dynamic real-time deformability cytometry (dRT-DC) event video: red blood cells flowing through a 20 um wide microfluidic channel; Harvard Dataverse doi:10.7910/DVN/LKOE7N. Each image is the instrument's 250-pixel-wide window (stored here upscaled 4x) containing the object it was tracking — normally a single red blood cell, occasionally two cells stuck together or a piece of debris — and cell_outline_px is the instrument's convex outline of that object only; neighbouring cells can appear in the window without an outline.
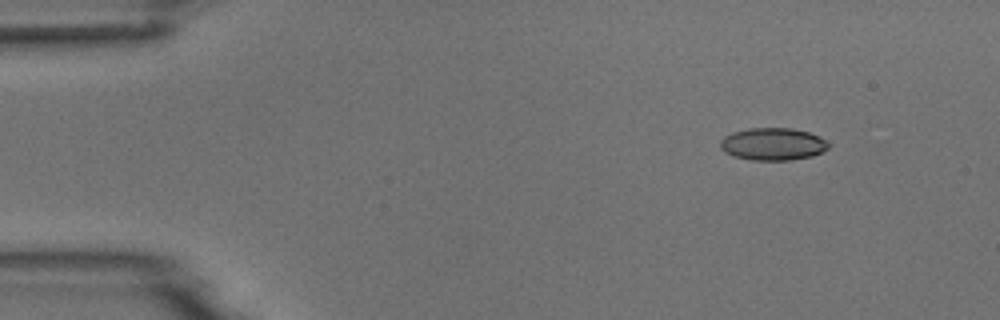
{"species": "common noctule bat (a hibernating species)", "species_latin": "Nyctalus noctula", "temperature_condition": "room temperature", "stored_images_in_passage": 5, "camera_frame_rate_fps": 3000, "um_per_image_px": 0.085, "animal": {"sex": "male", "body_mass_g": 18.8}, "frame": {"image": 1, "passage_image": 2, "time_ms": 1.0, "image_size_px": [1000, 320], "cell_outline_px": [[832, 144], [828, 148], [812, 156], [788, 160], [752, 160], [732, 156], [724, 152], [720, 148], [720, 140], [724, 136], [732, 132], [748, 128], [792, 128], [808, 132], [820, 136], [828, 140]], "centroid_in_image_um": [65.69, 12.24], "position_along_channel_um": 19.3, "area_um2": 20.69}}
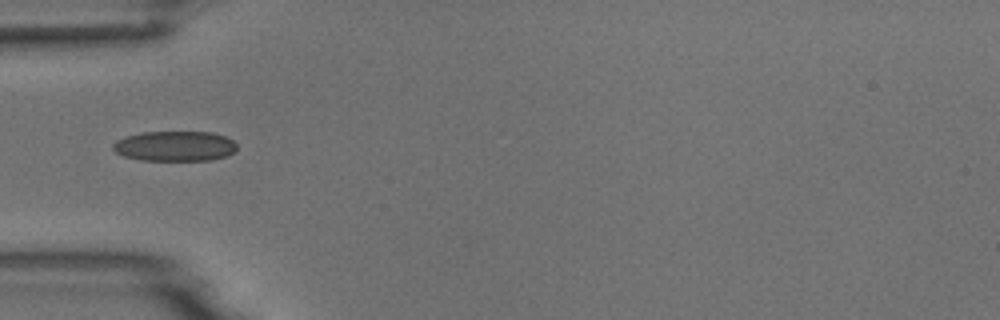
{"frame": {"image": 2, "passage_image": 5, "time_ms": 4.667, "image_size_px": [1000, 320], "cell_outline_px": [[236, 152], [228, 156], [208, 160], [140, 160], [124, 156], [116, 152], [112, 148], [112, 144], [116, 140], [128, 136], [144, 132], [212, 132], [228, 136], [236, 144]], "centroid_in_image_um": [14.9, 12.42], "position_along_channel_um": 70.1, "area_um2": 21.85}}